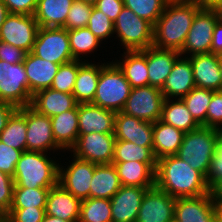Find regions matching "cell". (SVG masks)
I'll use <instances>...</instances> for the list:
<instances>
[{
	"instance_id": "cell-32",
	"label": "cell",
	"mask_w": 222,
	"mask_h": 222,
	"mask_svg": "<svg viewBox=\"0 0 222 222\" xmlns=\"http://www.w3.org/2000/svg\"><path fill=\"white\" fill-rule=\"evenodd\" d=\"M123 62H115L122 71L124 77L130 83L131 88L148 86V68L146 61V49L124 52Z\"/></svg>"
},
{
	"instance_id": "cell-9",
	"label": "cell",
	"mask_w": 222,
	"mask_h": 222,
	"mask_svg": "<svg viewBox=\"0 0 222 222\" xmlns=\"http://www.w3.org/2000/svg\"><path fill=\"white\" fill-rule=\"evenodd\" d=\"M31 53L59 65L75 60L67 29L61 27H39Z\"/></svg>"
},
{
	"instance_id": "cell-27",
	"label": "cell",
	"mask_w": 222,
	"mask_h": 222,
	"mask_svg": "<svg viewBox=\"0 0 222 222\" xmlns=\"http://www.w3.org/2000/svg\"><path fill=\"white\" fill-rule=\"evenodd\" d=\"M56 144L70 150L79 136L78 104L71 110L50 118Z\"/></svg>"
},
{
	"instance_id": "cell-16",
	"label": "cell",
	"mask_w": 222,
	"mask_h": 222,
	"mask_svg": "<svg viewBox=\"0 0 222 222\" xmlns=\"http://www.w3.org/2000/svg\"><path fill=\"white\" fill-rule=\"evenodd\" d=\"M95 166V163L74 157L66 170L59 166L58 184L80 200L87 199Z\"/></svg>"
},
{
	"instance_id": "cell-57",
	"label": "cell",
	"mask_w": 222,
	"mask_h": 222,
	"mask_svg": "<svg viewBox=\"0 0 222 222\" xmlns=\"http://www.w3.org/2000/svg\"><path fill=\"white\" fill-rule=\"evenodd\" d=\"M217 209V221L222 222V201H213Z\"/></svg>"
},
{
	"instance_id": "cell-60",
	"label": "cell",
	"mask_w": 222,
	"mask_h": 222,
	"mask_svg": "<svg viewBox=\"0 0 222 222\" xmlns=\"http://www.w3.org/2000/svg\"><path fill=\"white\" fill-rule=\"evenodd\" d=\"M219 10L220 18L222 19V0L216 5Z\"/></svg>"
},
{
	"instance_id": "cell-35",
	"label": "cell",
	"mask_w": 222,
	"mask_h": 222,
	"mask_svg": "<svg viewBox=\"0 0 222 222\" xmlns=\"http://www.w3.org/2000/svg\"><path fill=\"white\" fill-rule=\"evenodd\" d=\"M157 162L153 154V146H141L125 140H116L112 162Z\"/></svg>"
},
{
	"instance_id": "cell-1",
	"label": "cell",
	"mask_w": 222,
	"mask_h": 222,
	"mask_svg": "<svg viewBox=\"0 0 222 222\" xmlns=\"http://www.w3.org/2000/svg\"><path fill=\"white\" fill-rule=\"evenodd\" d=\"M203 6L198 0H169L153 26L152 46L180 52L194 17Z\"/></svg>"
},
{
	"instance_id": "cell-21",
	"label": "cell",
	"mask_w": 222,
	"mask_h": 222,
	"mask_svg": "<svg viewBox=\"0 0 222 222\" xmlns=\"http://www.w3.org/2000/svg\"><path fill=\"white\" fill-rule=\"evenodd\" d=\"M80 203L79 198L66 191L60 184H57L48 192L45 214L70 222H78Z\"/></svg>"
},
{
	"instance_id": "cell-49",
	"label": "cell",
	"mask_w": 222,
	"mask_h": 222,
	"mask_svg": "<svg viewBox=\"0 0 222 222\" xmlns=\"http://www.w3.org/2000/svg\"><path fill=\"white\" fill-rule=\"evenodd\" d=\"M26 55V51L0 41V60L11 64H18L25 60Z\"/></svg>"
},
{
	"instance_id": "cell-52",
	"label": "cell",
	"mask_w": 222,
	"mask_h": 222,
	"mask_svg": "<svg viewBox=\"0 0 222 222\" xmlns=\"http://www.w3.org/2000/svg\"><path fill=\"white\" fill-rule=\"evenodd\" d=\"M211 53L221 55L222 54V19L220 18L214 26Z\"/></svg>"
},
{
	"instance_id": "cell-62",
	"label": "cell",
	"mask_w": 222,
	"mask_h": 222,
	"mask_svg": "<svg viewBox=\"0 0 222 222\" xmlns=\"http://www.w3.org/2000/svg\"><path fill=\"white\" fill-rule=\"evenodd\" d=\"M219 62H220L221 73H222V54L219 55Z\"/></svg>"
},
{
	"instance_id": "cell-13",
	"label": "cell",
	"mask_w": 222,
	"mask_h": 222,
	"mask_svg": "<svg viewBox=\"0 0 222 222\" xmlns=\"http://www.w3.org/2000/svg\"><path fill=\"white\" fill-rule=\"evenodd\" d=\"M27 125L26 151L47 152L61 149L55 142L50 117L39 114L30 106H25Z\"/></svg>"
},
{
	"instance_id": "cell-22",
	"label": "cell",
	"mask_w": 222,
	"mask_h": 222,
	"mask_svg": "<svg viewBox=\"0 0 222 222\" xmlns=\"http://www.w3.org/2000/svg\"><path fill=\"white\" fill-rule=\"evenodd\" d=\"M196 86L190 58L178 57L165 84L160 89L165 99H182Z\"/></svg>"
},
{
	"instance_id": "cell-28",
	"label": "cell",
	"mask_w": 222,
	"mask_h": 222,
	"mask_svg": "<svg viewBox=\"0 0 222 222\" xmlns=\"http://www.w3.org/2000/svg\"><path fill=\"white\" fill-rule=\"evenodd\" d=\"M184 132L161 120L153 123V154L156 160L176 155L180 148Z\"/></svg>"
},
{
	"instance_id": "cell-51",
	"label": "cell",
	"mask_w": 222,
	"mask_h": 222,
	"mask_svg": "<svg viewBox=\"0 0 222 222\" xmlns=\"http://www.w3.org/2000/svg\"><path fill=\"white\" fill-rule=\"evenodd\" d=\"M94 7L114 22L123 9L124 2L123 0H97Z\"/></svg>"
},
{
	"instance_id": "cell-17",
	"label": "cell",
	"mask_w": 222,
	"mask_h": 222,
	"mask_svg": "<svg viewBox=\"0 0 222 222\" xmlns=\"http://www.w3.org/2000/svg\"><path fill=\"white\" fill-rule=\"evenodd\" d=\"M152 187L121 186L110 199L112 222H136L142 199Z\"/></svg>"
},
{
	"instance_id": "cell-14",
	"label": "cell",
	"mask_w": 222,
	"mask_h": 222,
	"mask_svg": "<svg viewBox=\"0 0 222 222\" xmlns=\"http://www.w3.org/2000/svg\"><path fill=\"white\" fill-rule=\"evenodd\" d=\"M175 199L156 186L147 189L136 222H174Z\"/></svg>"
},
{
	"instance_id": "cell-23",
	"label": "cell",
	"mask_w": 222,
	"mask_h": 222,
	"mask_svg": "<svg viewBox=\"0 0 222 222\" xmlns=\"http://www.w3.org/2000/svg\"><path fill=\"white\" fill-rule=\"evenodd\" d=\"M180 56V52L175 50L160 49L154 46L147 48L148 85L161 89L171 73L175 61Z\"/></svg>"
},
{
	"instance_id": "cell-24",
	"label": "cell",
	"mask_w": 222,
	"mask_h": 222,
	"mask_svg": "<svg viewBox=\"0 0 222 222\" xmlns=\"http://www.w3.org/2000/svg\"><path fill=\"white\" fill-rule=\"evenodd\" d=\"M23 65L27 74L31 95L50 88L60 67L59 64L43 60L31 52L27 53Z\"/></svg>"
},
{
	"instance_id": "cell-40",
	"label": "cell",
	"mask_w": 222,
	"mask_h": 222,
	"mask_svg": "<svg viewBox=\"0 0 222 222\" xmlns=\"http://www.w3.org/2000/svg\"><path fill=\"white\" fill-rule=\"evenodd\" d=\"M169 0H123L124 6L132 10L138 17L150 22L153 26L162 15Z\"/></svg>"
},
{
	"instance_id": "cell-12",
	"label": "cell",
	"mask_w": 222,
	"mask_h": 222,
	"mask_svg": "<svg viewBox=\"0 0 222 222\" xmlns=\"http://www.w3.org/2000/svg\"><path fill=\"white\" fill-rule=\"evenodd\" d=\"M114 134H79L71 148L73 156L95 164H111L114 157Z\"/></svg>"
},
{
	"instance_id": "cell-56",
	"label": "cell",
	"mask_w": 222,
	"mask_h": 222,
	"mask_svg": "<svg viewBox=\"0 0 222 222\" xmlns=\"http://www.w3.org/2000/svg\"><path fill=\"white\" fill-rule=\"evenodd\" d=\"M0 222H9V211L0 205Z\"/></svg>"
},
{
	"instance_id": "cell-6",
	"label": "cell",
	"mask_w": 222,
	"mask_h": 222,
	"mask_svg": "<svg viewBox=\"0 0 222 222\" xmlns=\"http://www.w3.org/2000/svg\"><path fill=\"white\" fill-rule=\"evenodd\" d=\"M117 33L126 51L145 50L153 43V25L138 17L132 10L123 7L114 21Z\"/></svg>"
},
{
	"instance_id": "cell-26",
	"label": "cell",
	"mask_w": 222,
	"mask_h": 222,
	"mask_svg": "<svg viewBox=\"0 0 222 222\" xmlns=\"http://www.w3.org/2000/svg\"><path fill=\"white\" fill-rule=\"evenodd\" d=\"M122 186H155L157 162H112Z\"/></svg>"
},
{
	"instance_id": "cell-25",
	"label": "cell",
	"mask_w": 222,
	"mask_h": 222,
	"mask_svg": "<svg viewBox=\"0 0 222 222\" xmlns=\"http://www.w3.org/2000/svg\"><path fill=\"white\" fill-rule=\"evenodd\" d=\"M77 105L72 94L59 92L52 88L38 91L32 95L30 107L39 114L52 117L73 109Z\"/></svg>"
},
{
	"instance_id": "cell-4",
	"label": "cell",
	"mask_w": 222,
	"mask_h": 222,
	"mask_svg": "<svg viewBox=\"0 0 222 222\" xmlns=\"http://www.w3.org/2000/svg\"><path fill=\"white\" fill-rule=\"evenodd\" d=\"M218 134V129L206 126L185 133L176 156L207 178L211 161L216 154Z\"/></svg>"
},
{
	"instance_id": "cell-42",
	"label": "cell",
	"mask_w": 222,
	"mask_h": 222,
	"mask_svg": "<svg viewBox=\"0 0 222 222\" xmlns=\"http://www.w3.org/2000/svg\"><path fill=\"white\" fill-rule=\"evenodd\" d=\"M93 6L81 0H74L63 28L75 30L87 27Z\"/></svg>"
},
{
	"instance_id": "cell-54",
	"label": "cell",
	"mask_w": 222,
	"mask_h": 222,
	"mask_svg": "<svg viewBox=\"0 0 222 222\" xmlns=\"http://www.w3.org/2000/svg\"><path fill=\"white\" fill-rule=\"evenodd\" d=\"M210 194L213 201H222V179H219L210 187Z\"/></svg>"
},
{
	"instance_id": "cell-36",
	"label": "cell",
	"mask_w": 222,
	"mask_h": 222,
	"mask_svg": "<svg viewBox=\"0 0 222 222\" xmlns=\"http://www.w3.org/2000/svg\"><path fill=\"white\" fill-rule=\"evenodd\" d=\"M212 99V90L194 87L182 100L194 120L207 127V109Z\"/></svg>"
},
{
	"instance_id": "cell-48",
	"label": "cell",
	"mask_w": 222,
	"mask_h": 222,
	"mask_svg": "<svg viewBox=\"0 0 222 222\" xmlns=\"http://www.w3.org/2000/svg\"><path fill=\"white\" fill-rule=\"evenodd\" d=\"M14 180L10 175L0 171V205L8 211L13 201Z\"/></svg>"
},
{
	"instance_id": "cell-44",
	"label": "cell",
	"mask_w": 222,
	"mask_h": 222,
	"mask_svg": "<svg viewBox=\"0 0 222 222\" xmlns=\"http://www.w3.org/2000/svg\"><path fill=\"white\" fill-rule=\"evenodd\" d=\"M22 153L23 151L7 146L0 141V171L13 177L17 161Z\"/></svg>"
},
{
	"instance_id": "cell-37",
	"label": "cell",
	"mask_w": 222,
	"mask_h": 222,
	"mask_svg": "<svg viewBox=\"0 0 222 222\" xmlns=\"http://www.w3.org/2000/svg\"><path fill=\"white\" fill-rule=\"evenodd\" d=\"M78 222H112L110 199L89 197L81 200Z\"/></svg>"
},
{
	"instance_id": "cell-61",
	"label": "cell",
	"mask_w": 222,
	"mask_h": 222,
	"mask_svg": "<svg viewBox=\"0 0 222 222\" xmlns=\"http://www.w3.org/2000/svg\"><path fill=\"white\" fill-rule=\"evenodd\" d=\"M81 1L94 5L97 0H81Z\"/></svg>"
},
{
	"instance_id": "cell-33",
	"label": "cell",
	"mask_w": 222,
	"mask_h": 222,
	"mask_svg": "<svg viewBox=\"0 0 222 222\" xmlns=\"http://www.w3.org/2000/svg\"><path fill=\"white\" fill-rule=\"evenodd\" d=\"M165 99L162 106L161 121L183 131L184 133L197 129L200 125L194 120L182 99L169 101Z\"/></svg>"
},
{
	"instance_id": "cell-34",
	"label": "cell",
	"mask_w": 222,
	"mask_h": 222,
	"mask_svg": "<svg viewBox=\"0 0 222 222\" xmlns=\"http://www.w3.org/2000/svg\"><path fill=\"white\" fill-rule=\"evenodd\" d=\"M27 125L25 120V107L10 117L7 125L0 133V141L14 149L26 151Z\"/></svg>"
},
{
	"instance_id": "cell-19",
	"label": "cell",
	"mask_w": 222,
	"mask_h": 222,
	"mask_svg": "<svg viewBox=\"0 0 222 222\" xmlns=\"http://www.w3.org/2000/svg\"><path fill=\"white\" fill-rule=\"evenodd\" d=\"M116 112L92 103L78 104L79 134H114Z\"/></svg>"
},
{
	"instance_id": "cell-20",
	"label": "cell",
	"mask_w": 222,
	"mask_h": 222,
	"mask_svg": "<svg viewBox=\"0 0 222 222\" xmlns=\"http://www.w3.org/2000/svg\"><path fill=\"white\" fill-rule=\"evenodd\" d=\"M196 87L222 90V73L217 54H196L189 57Z\"/></svg>"
},
{
	"instance_id": "cell-7",
	"label": "cell",
	"mask_w": 222,
	"mask_h": 222,
	"mask_svg": "<svg viewBox=\"0 0 222 222\" xmlns=\"http://www.w3.org/2000/svg\"><path fill=\"white\" fill-rule=\"evenodd\" d=\"M219 19L220 13L216 6L204 5L194 17L180 55L211 53L213 30Z\"/></svg>"
},
{
	"instance_id": "cell-58",
	"label": "cell",
	"mask_w": 222,
	"mask_h": 222,
	"mask_svg": "<svg viewBox=\"0 0 222 222\" xmlns=\"http://www.w3.org/2000/svg\"><path fill=\"white\" fill-rule=\"evenodd\" d=\"M42 222H70V221H66V220H63L61 218H57V217H54V216H48L45 214Z\"/></svg>"
},
{
	"instance_id": "cell-30",
	"label": "cell",
	"mask_w": 222,
	"mask_h": 222,
	"mask_svg": "<svg viewBox=\"0 0 222 222\" xmlns=\"http://www.w3.org/2000/svg\"><path fill=\"white\" fill-rule=\"evenodd\" d=\"M90 184L89 197L104 199H111L122 186L113 163L96 164Z\"/></svg>"
},
{
	"instance_id": "cell-55",
	"label": "cell",
	"mask_w": 222,
	"mask_h": 222,
	"mask_svg": "<svg viewBox=\"0 0 222 222\" xmlns=\"http://www.w3.org/2000/svg\"><path fill=\"white\" fill-rule=\"evenodd\" d=\"M9 14L6 5L0 0V29L6 16Z\"/></svg>"
},
{
	"instance_id": "cell-18",
	"label": "cell",
	"mask_w": 222,
	"mask_h": 222,
	"mask_svg": "<svg viewBox=\"0 0 222 222\" xmlns=\"http://www.w3.org/2000/svg\"><path fill=\"white\" fill-rule=\"evenodd\" d=\"M114 136L116 140H125L141 146H153V122L116 112Z\"/></svg>"
},
{
	"instance_id": "cell-41",
	"label": "cell",
	"mask_w": 222,
	"mask_h": 222,
	"mask_svg": "<svg viewBox=\"0 0 222 222\" xmlns=\"http://www.w3.org/2000/svg\"><path fill=\"white\" fill-rule=\"evenodd\" d=\"M78 69L79 60L61 64L50 88L72 94Z\"/></svg>"
},
{
	"instance_id": "cell-45",
	"label": "cell",
	"mask_w": 222,
	"mask_h": 222,
	"mask_svg": "<svg viewBox=\"0 0 222 222\" xmlns=\"http://www.w3.org/2000/svg\"><path fill=\"white\" fill-rule=\"evenodd\" d=\"M45 208H10L9 222H42Z\"/></svg>"
},
{
	"instance_id": "cell-50",
	"label": "cell",
	"mask_w": 222,
	"mask_h": 222,
	"mask_svg": "<svg viewBox=\"0 0 222 222\" xmlns=\"http://www.w3.org/2000/svg\"><path fill=\"white\" fill-rule=\"evenodd\" d=\"M38 0H2L9 13L34 15Z\"/></svg>"
},
{
	"instance_id": "cell-15",
	"label": "cell",
	"mask_w": 222,
	"mask_h": 222,
	"mask_svg": "<svg viewBox=\"0 0 222 222\" xmlns=\"http://www.w3.org/2000/svg\"><path fill=\"white\" fill-rule=\"evenodd\" d=\"M174 222H218L211 194L176 198Z\"/></svg>"
},
{
	"instance_id": "cell-59",
	"label": "cell",
	"mask_w": 222,
	"mask_h": 222,
	"mask_svg": "<svg viewBox=\"0 0 222 222\" xmlns=\"http://www.w3.org/2000/svg\"><path fill=\"white\" fill-rule=\"evenodd\" d=\"M221 0H203V5L216 6Z\"/></svg>"
},
{
	"instance_id": "cell-53",
	"label": "cell",
	"mask_w": 222,
	"mask_h": 222,
	"mask_svg": "<svg viewBox=\"0 0 222 222\" xmlns=\"http://www.w3.org/2000/svg\"><path fill=\"white\" fill-rule=\"evenodd\" d=\"M18 110L10 103L0 102V133L5 128L10 117Z\"/></svg>"
},
{
	"instance_id": "cell-3",
	"label": "cell",
	"mask_w": 222,
	"mask_h": 222,
	"mask_svg": "<svg viewBox=\"0 0 222 222\" xmlns=\"http://www.w3.org/2000/svg\"><path fill=\"white\" fill-rule=\"evenodd\" d=\"M59 164L43 152L24 151L17 161L14 187L47 188L58 184Z\"/></svg>"
},
{
	"instance_id": "cell-11",
	"label": "cell",
	"mask_w": 222,
	"mask_h": 222,
	"mask_svg": "<svg viewBox=\"0 0 222 222\" xmlns=\"http://www.w3.org/2000/svg\"><path fill=\"white\" fill-rule=\"evenodd\" d=\"M39 25L34 15L9 13L0 29V41L27 53L32 51Z\"/></svg>"
},
{
	"instance_id": "cell-38",
	"label": "cell",
	"mask_w": 222,
	"mask_h": 222,
	"mask_svg": "<svg viewBox=\"0 0 222 222\" xmlns=\"http://www.w3.org/2000/svg\"><path fill=\"white\" fill-rule=\"evenodd\" d=\"M49 190L47 188L14 187L10 208H45Z\"/></svg>"
},
{
	"instance_id": "cell-39",
	"label": "cell",
	"mask_w": 222,
	"mask_h": 222,
	"mask_svg": "<svg viewBox=\"0 0 222 222\" xmlns=\"http://www.w3.org/2000/svg\"><path fill=\"white\" fill-rule=\"evenodd\" d=\"M67 32L71 54L75 60H80L81 54L93 52L101 42L87 27L67 30Z\"/></svg>"
},
{
	"instance_id": "cell-47",
	"label": "cell",
	"mask_w": 222,
	"mask_h": 222,
	"mask_svg": "<svg viewBox=\"0 0 222 222\" xmlns=\"http://www.w3.org/2000/svg\"><path fill=\"white\" fill-rule=\"evenodd\" d=\"M219 179H222V129H219L216 154L211 161L206 180L211 187Z\"/></svg>"
},
{
	"instance_id": "cell-31",
	"label": "cell",
	"mask_w": 222,
	"mask_h": 222,
	"mask_svg": "<svg viewBox=\"0 0 222 222\" xmlns=\"http://www.w3.org/2000/svg\"><path fill=\"white\" fill-rule=\"evenodd\" d=\"M73 2L74 0H38L34 17L39 27L63 28Z\"/></svg>"
},
{
	"instance_id": "cell-10",
	"label": "cell",
	"mask_w": 222,
	"mask_h": 222,
	"mask_svg": "<svg viewBox=\"0 0 222 222\" xmlns=\"http://www.w3.org/2000/svg\"><path fill=\"white\" fill-rule=\"evenodd\" d=\"M164 100L158 87L148 85L132 88L121 112L154 123L161 119Z\"/></svg>"
},
{
	"instance_id": "cell-8",
	"label": "cell",
	"mask_w": 222,
	"mask_h": 222,
	"mask_svg": "<svg viewBox=\"0 0 222 222\" xmlns=\"http://www.w3.org/2000/svg\"><path fill=\"white\" fill-rule=\"evenodd\" d=\"M31 100L23 62L11 64L0 60V102L23 108L30 106Z\"/></svg>"
},
{
	"instance_id": "cell-43",
	"label": "cell",
	"mask_w": 222,
	"mask_h": 222,
	"mask_svg": "<svg viewBox=\"0 0 222 222\" xmlns=\"http://www.w3.org/2000/svg\"><path fill=\"white\" fill-rule=\"evenodd\" d=\"M87 28L102 41L114 33V22L93 6Z\"/></svg>"
},
{
	"instance_id": "cell-5",
	"label": "cell",
	"mask_w": 222,
	"mask_h": 222,
	"mask_svg": "<svg viewBox=\"0 0 222 222\" xmlns=\"http://www.w3.org/2000/svg\"><path fill=\"white\" fill-rule=\"evenodd\" d=\"M131 89L130 83L115 63L103 64L92 104L103 109L121 112Z\"/></svg>"
},
{
	"instance_id": "cell-2",
	"label": "cell",
	"mask_w": 222,
	"mask_h": 222,
	"mask_svg": "<svg viewBox=\"0 0 222 222\" xmlns=\"http://www.w3.org/2000/svg\"><path fill=\"white\" fill-rule=\"evenodd\" d=\"M155 186L174 198L210 193L206 178L176 155L157 160Z\"/></svg>"
},
{
	"instance_id": "cell-29",
	"label": "cell",
	"mask_w": 222,
	"mask_h": 222,
	"mask_svg": "<svg viewBox=\"0 0 222 222\" xmlns=\"http://www.w3.org/2000/svg\"><path fill=\"white\" fill-rule=\"evenodd\" d=\"M101 65L80 62L72 95L77 104L93 103L98 86Z\"/></svg>"
},
{
	"instance_id": "cell-46",
	"label": "cell",
	"mask_w": 222,
	"mask_h": 222,
	"mask_svg": "<svg viewBox=\"0 0 222 222\" xmlns=\"http://www.w3.org/2000/svg\"><path fill=\"white\" fill-rule=\"evenodd\" d=\"M222 90L212 91V99L207 109V127L222 129ZM220 126V127H219Z\"/></svg>"
}]
</instances>
